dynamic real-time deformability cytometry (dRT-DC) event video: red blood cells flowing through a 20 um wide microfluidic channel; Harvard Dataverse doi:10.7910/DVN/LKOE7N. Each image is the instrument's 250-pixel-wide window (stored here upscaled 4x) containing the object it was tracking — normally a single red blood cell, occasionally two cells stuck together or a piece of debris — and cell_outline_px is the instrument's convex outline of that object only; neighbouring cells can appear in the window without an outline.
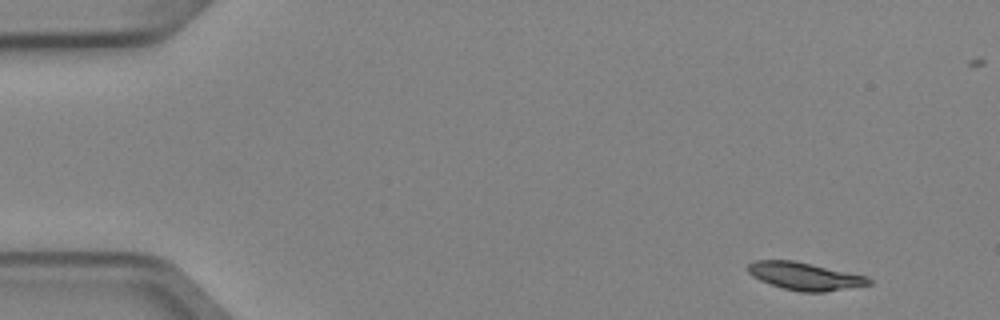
{"species": "Egyptian fruit bat (a non-hibernating species)", "species_latin": "Rousettus aegyptiacus", "temperature_condition": "cold", "stored_images_in_passage": 5, "camera_frame_rate_fps": 3000, "um_per_image_px": 0.085, "animal": {"sex": "female"}, "frame": {"image": 1, "passage_image": 1, "time_ms": 0.0, "image_size_px": [1000, 320], "cell_outline_px": [[872, 284], [824, 292], [800, 292], [784, 288], [760, 280], [752, 276], [748, 272], [748, 264], [756, 260], [792, 260], [868, 276], [872, 280]], "centroid_in_image_um": [68.43, 23.47], "position_along_channel_um": 16.6, "area_um2": 19.31}}
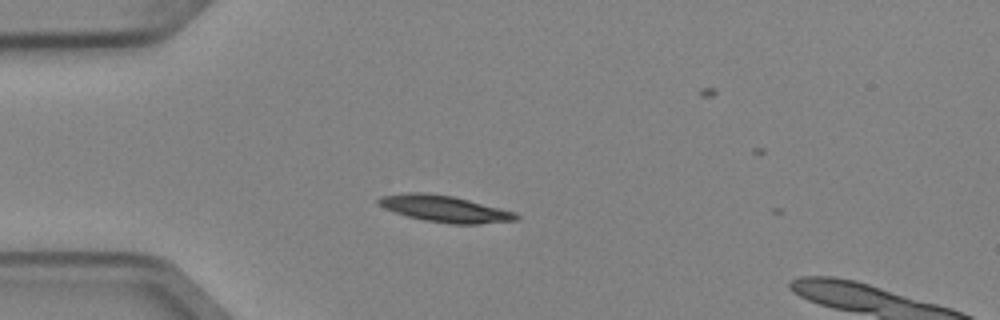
{"frame": {"image": 2, "passage_image": 4, "time_ms": 1.0, "image_size_px": [1000, 320], "cell_outline_px": [[520, 216], [516, 220], [480, 224], [452, 224], [424, 220], [408, 216], [384, 208], [376, 200], [380, 196], [408, 192], [420, 192], [452, 196], [516, 212]], "centroid_in_image_um": [37.81, 17.75], "position_along_channel_um": 47.2, "area_um2": 21.04}}